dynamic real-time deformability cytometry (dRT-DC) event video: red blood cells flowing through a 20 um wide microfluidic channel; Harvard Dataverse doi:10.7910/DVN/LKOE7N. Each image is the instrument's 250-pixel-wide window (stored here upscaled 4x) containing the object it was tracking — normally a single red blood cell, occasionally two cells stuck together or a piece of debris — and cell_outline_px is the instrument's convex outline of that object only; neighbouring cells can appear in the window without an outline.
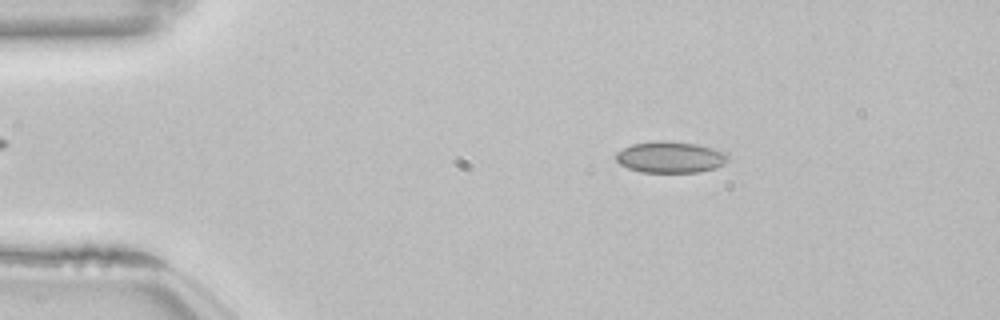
{"species": "common noctule bat (a hibernating species)", "species_latin": "Nyctalus noctula", "temperature_condition": "room temperature", "stored_images_in_passage": 53, "camera_frame_rate_fps": 3000, "um_per_image_px": 0.085, "animal": {"sex": "female", "body_mass_g": 22.7, "forearm_length_mm": 54.2}, "frame": {"image": 1, "passage_image": 9, "time_ms": 2.667, "image_size_px": [1000, 320], "cell_outline_px": [[728, 160], [724, 164], [716, 168], [700, 172], [640, 172], [628, 168], [620, 164], [616, 160], [616, 152], [632, 144], [656, 140], [664, 140], [696, 144], [728, 152]], "centroid_in_image_um": [56.99, 13.35], "position_along_channel_um": 28.0, "area_um2": 20.63}}
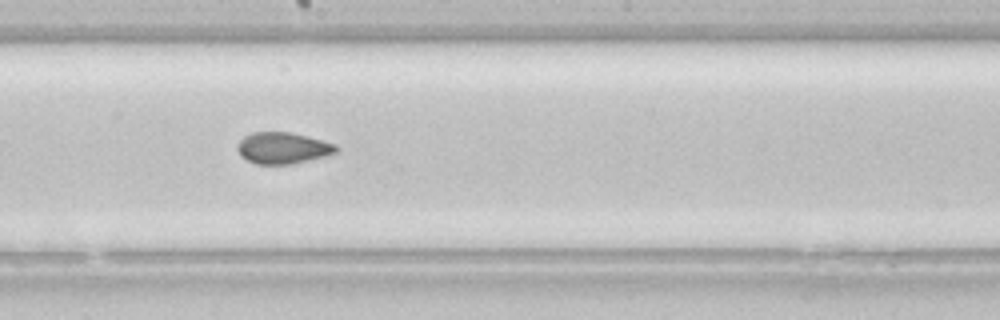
{"frame": {"image": 2, "passage_image": 29, "time_ms": 9.333, "image_size_px": [1000, 320], "cell_outline_px": [[340, 148], [336, 152], [324, 156], [292, 164], [256, 164], [240, 156], [236, 148], [240, 140], [244, 136], [252, 132], [288, 132], [308, 136], [324, 140], [336, 144]], "centroid_in_image_um": [24.04, 12.57], "position_along_channel_um": 224.2, "area_um2": 18.15}}
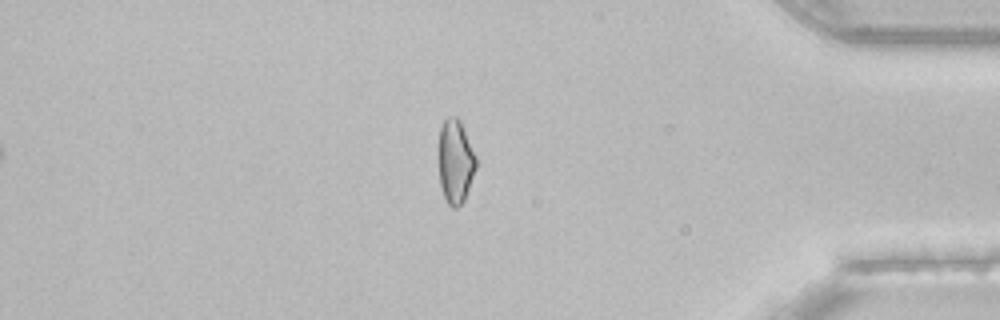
{"frame": {"image": 3, "passage_image": 45, "time_ms": 14.667, "image_size_px": [1000, 320], "cell_outline_px": [[476, 168], [464, 200], [456, 208], [452, 208], [448, 204], [444, 196], [440, 184], [436, 156], [440, 128], [444, 120], [448, 116], [456, 116], [460, 120], [476, 156]], "centroid_in_image_um": [38.66, 13.7], "position_along_channel_um": 396.5, "area_um2": 18.73}, "authors_computed_cell_mechanics": {"area_um2": 18.785, "velocity_mm_per_s": 3.8463, "shape_relaxation_time_tau1_ms": 6.517, "shape_relaxation_time_tau2_ms": 2.7178, "deformation_change_tau1": 0.1048, "deformation_change_tau2": 0.057}}